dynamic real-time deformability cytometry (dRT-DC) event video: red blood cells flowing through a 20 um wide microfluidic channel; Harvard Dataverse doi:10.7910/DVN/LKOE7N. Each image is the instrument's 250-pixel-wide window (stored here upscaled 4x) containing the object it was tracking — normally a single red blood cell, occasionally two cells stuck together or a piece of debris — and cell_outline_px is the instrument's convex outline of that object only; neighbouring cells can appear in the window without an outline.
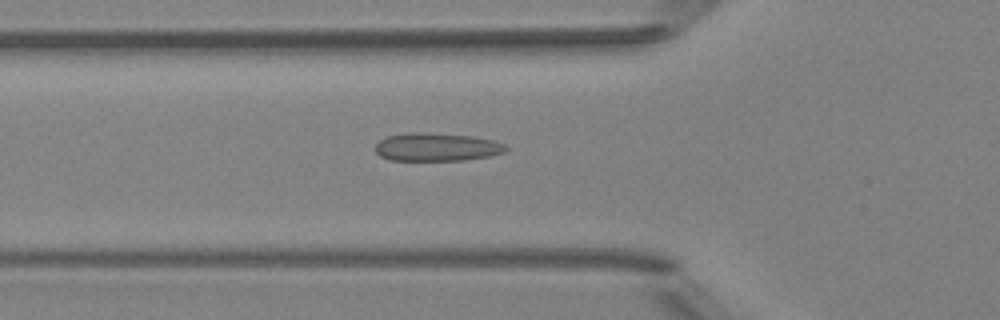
{"species": "Egyptian fruit bat (a non-hibernating species)", "species_latin": "Rousettus aegyptiacus", "temperature_condition": "room temperature", "stored_images_in_passage": 51, "camera_frame_rate_fps": 3000, "um_per_image_px": 0.085, "animal": {"sex": "female"}, "frame": {"image": 1, "passage_image": 18, "time_ms": 5.667, "image_size_px": [1000, 320], "cell_outline_px": [[508, 148], [504, 152], [488, 156], [464, 160], [388, 160], [380, 156], [376, 152], [376, 144], [380, 140], [388, 136], [408, 132], [424, 132], [472, 136], [492, 140], [504, 144]], "centroid_in_image_um": [37.09, 12.49], "position_along_channel_um": 88.7, "area_um2": 21.33}}
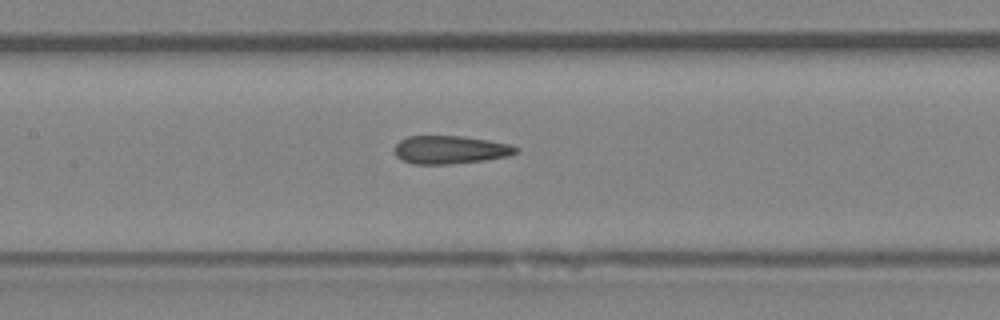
{"frame": {"image": 2, "passage_image": 24, "time_ms": 7.667, "image_size_px": [1000, 320], "cell_outline_px": [[520, 152], [508, 156], [484, 160], [448, 164], [412, 164], [400, 160], [396, 156], [392, 148], [400, 140], [408, 136], [460, 136], [488, 140], [508, 144], [520, 148]], "centroid_in_image_um": [38.23, 12.73], "position_along_channel_um": 169.2, "area_um2": 20.06}}
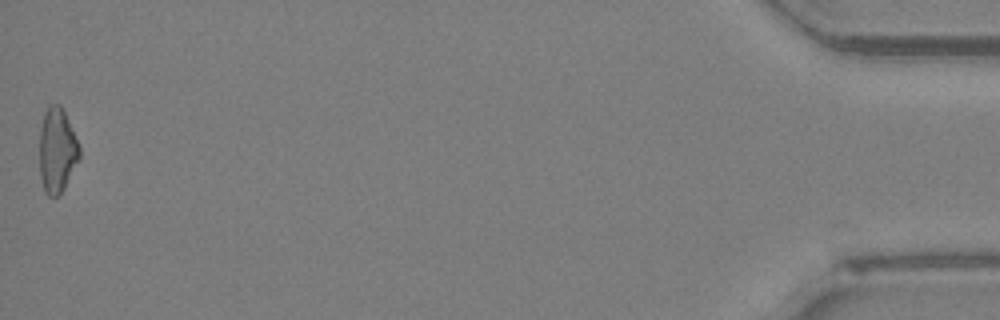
{"frame": {"image": 3, "passage_image": 51, "time_ms": 16.667, "image_size_px": [1000, 320], "cell_outline_px": [[80, 160], [60, 196], [48, 196], [44, 192], [40, 176], [40, 128], [44, 112], [48, 104], [60, 104], [68, 120], [80, 148]], "centroid_in_image_um": [4.85, 12.81], "position_along_channel_um": 430.3, "area_um2": 19.94}, "authors_computed_cell_mechanics": {"area_um2": 20.2878, "velocity_mm_per_s": 4.0205, "shape_relaxation_time_tau1_ms": null, "shape_relaxation_time_tau2_ms": 3.0752, "deformation_change_tau1": null, "deformation_change_tau2": 0.1177}}